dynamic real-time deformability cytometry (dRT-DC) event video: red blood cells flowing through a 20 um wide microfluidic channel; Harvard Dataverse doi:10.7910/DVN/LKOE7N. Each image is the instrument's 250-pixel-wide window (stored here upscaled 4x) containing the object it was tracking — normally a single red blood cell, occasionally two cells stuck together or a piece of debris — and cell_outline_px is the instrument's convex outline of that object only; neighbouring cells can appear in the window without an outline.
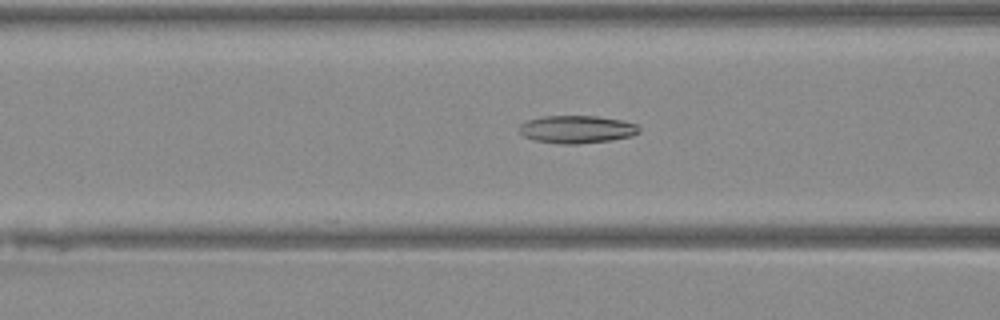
{"species": "Egyptian fruit bat (a non-hibernating species)", "species_latin": "Rousettus aegyptiacus", "temperature_condition": "warm", "stored_images_in_passage": 27, "camera_frame_rate_fps": 3000, "um_per_image_px": 0.085, "animal": {"sex": "female"}, "frame": {"image": 1, "passage_image": 5, "time_ms": 1.333, "image_size_px": [1000, 320], "cell_outline_px": [[640, 132], [632, 136], [612, 140], [576, 144], [560, 144], [532, 140], [524, 136], [520, 132], [520, 124], [528, 120], [544, 116], [596, 116], [620, 120], [636, 124], [640, 128]], "centroid_in_image_um": [49.03, 11.0], "position_along_channel_um": 117.6, "area_um2": 19.36}}
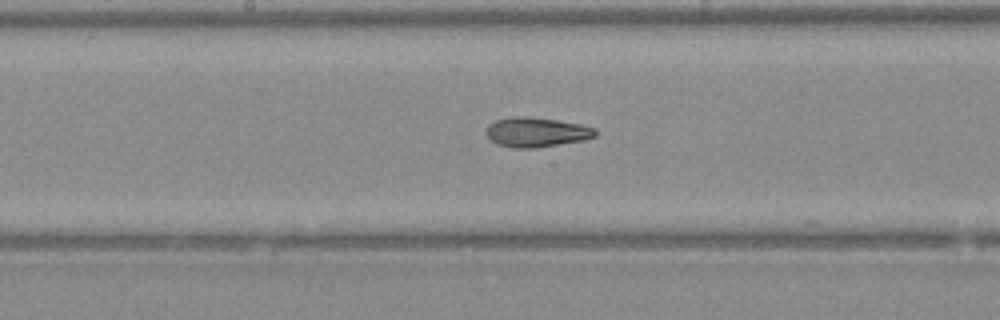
{"frame": {"image": 2, "passage_image": 11, "time_ms": 3.333, "image_size_px": [1000, 320], "cell_outline_px": [[596, 136], [584, 140], [536, 148], [512, 148], [496, 144], [488, 136], [488, 124], [496, 120], [512, 116], [528, 116], [556, 120], [580, 124], [596, 128]], "centroid_in_image_um": [45.61, 11.23], "position_along_channel_um": 202.6, "area_um2": 18.84}}
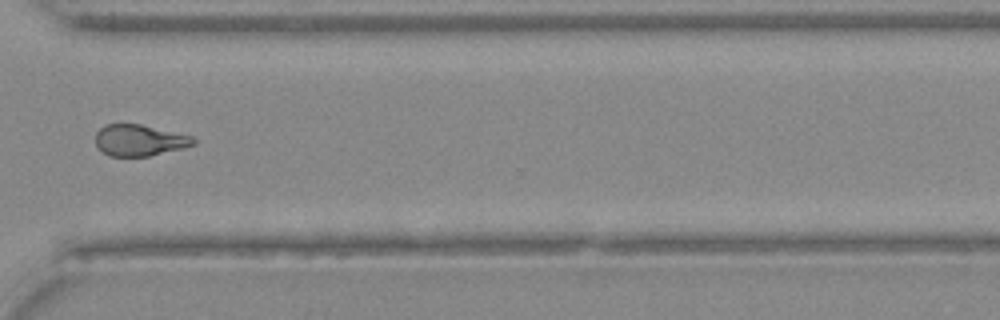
{"frame": {"image": 3, "passage_image": 22, "time_ms": 7.0, "image_size_px": [1000, 320], "cell_outline_px": [[196, 144], [184, 148], [148, 156], [112, 156], [104, 152], [96, 144], [96, 132], [104, 124], [140, 124], [192, 136], [196, 140]], "centroid_in_image_um": [11.87, 11.92], "position_along_channel_um": 358.7, "area_um2": 17.74}}